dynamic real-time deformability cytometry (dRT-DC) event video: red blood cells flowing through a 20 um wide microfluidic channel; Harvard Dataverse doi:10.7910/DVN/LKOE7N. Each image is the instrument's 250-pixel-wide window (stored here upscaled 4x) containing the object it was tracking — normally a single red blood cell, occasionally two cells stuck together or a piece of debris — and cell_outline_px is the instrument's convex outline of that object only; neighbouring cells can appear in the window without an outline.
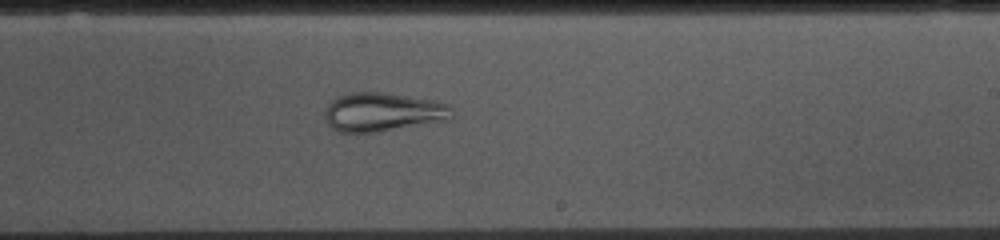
{"species": "common noctule bat (a hibernating species)", "species_latin": "Nyctalus noctula", "temperature_condition": "cold", "stored_images_in_passage": 51, "camera_frame_rate_fps": 3000, "um_per_image_px": 0.085, "animal": {"sex": "female", "body_mass_g": 10.0, "forearm_length_mm": 53.1}, "frame": {"image": 1, "passage_image": 28, "time_ms": 9.0, "image_size_px": [1000, 240], "cell_outline_px": [[452, 116], [448, 120], [376, 132], [336, 132], [324, 120], [324, 112], [328, 104], [336, 96], [352, 92], [380, 92], [408, 96], [432, 100], [448, 104], [452, 108]], "centroid_in_image_um": [32.49, 9.52], "position_along_channel_um": 256.5, "area_um2": 28.78}}
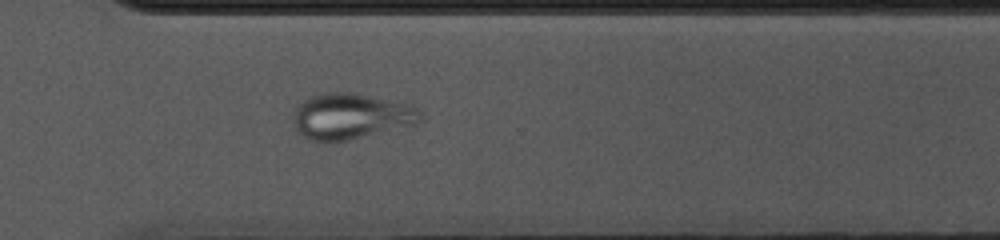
{"frame": {"image": 2, "passage_image": 35, "time_ms": 11.333, "image_size_px": [1000, 240], "cell_outline_px": [[420, 120], [416, 124], [332, 144], [328, 144], [308, 140], [292, 124], [292, 116], [296, 108], [308, 96], [328, 92], [352, 92], [412, 104], [420, 112]], "centroid_in_image_um": [29.78, 9.9], "position_along_channel_um": 340.8, "area_um2": 34.45}}
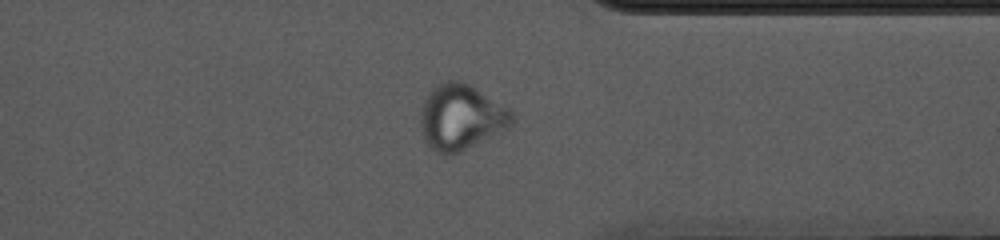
{"frame": {"image": 3, "passage_image": 38, "time_ms": 12.333, "image_size_px": [1000, 240], "cell_outline_px": [[516, 116], [512, 124], [508, 128], [460, 152], [448, 156], [440, 156], [424, 140], [420, 128], [420, 112], [424, 100], [428, 92], [432, 88], [448, 80], [460, 80], [476, 88], [512, 108]], "centroid_in_image_um": [39.2, 9.97], "position_along_channel_um": 372.2, "area_um2": 35.49}}